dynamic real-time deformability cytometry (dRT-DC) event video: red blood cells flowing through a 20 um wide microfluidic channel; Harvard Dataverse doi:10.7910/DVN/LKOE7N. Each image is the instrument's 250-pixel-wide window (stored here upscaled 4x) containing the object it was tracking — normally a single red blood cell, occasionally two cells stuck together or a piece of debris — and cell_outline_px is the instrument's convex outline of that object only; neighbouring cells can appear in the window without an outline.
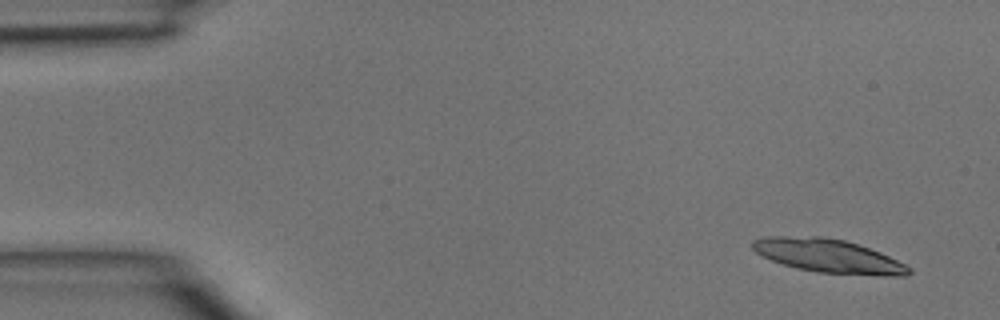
{"species": "common noctule bat (a hibernating species)", "species_latin": "Nyctalus noctula", "temperature_condition": "room temperature", "stored_images_in_passage": 5, "segment_of_instrument_passage": [1, 2], "camera_frame_rate_fps": 3000, "um_per_image_px": 0.085, "animal": {"sex": "male", "body_mass_g": 15.6}, "frame": {"image": 1, "passage_image": 1, "time_ms": 0.0, "image_size_px": [1000, 320], "cell_outline_px": [[912, 272], [904, 276], [880, 276], [820, 272], [796, 268], [772, 260], [756, 252], [752, 248], [752, 240], [764, 236], [820, 236], [844, 240], [880, 252], [912, 268]], "centroid_in_image_um": [70.41, 21.75], "position_along_channel_um": 14.6, "area_um2": 30.4}}